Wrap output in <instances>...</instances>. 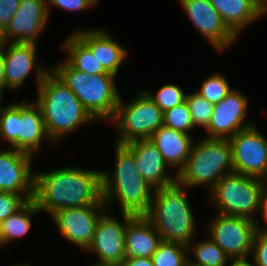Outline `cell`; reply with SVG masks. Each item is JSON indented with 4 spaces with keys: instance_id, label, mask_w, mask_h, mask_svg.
Returning <instances> with one entry per match:
<instances>
[{
    "instance_id": "6da1fadb",
    "label": "cell",
    "mask_w": 267,
    "mask_h": 266,
    "mask_svg": "<svg viewBox=\"0 0 267 266\" xmlns=\"http://www.w3.org/2000/svg\"><path fill=\"white\" fill-rule=\"evenodd\" d=\"M41 212L52 216L56 211L102 200L101 171L79 167H63L49 172H34L32 199Z\"/></svg>"
},
{
    "instance_id": "7a4b0ae2",
    "label": "cell",
    "mask_w": 267,
    "mask_h": 266,
    "mask_svg": "<svg viewBox=\"0 0 267 266\" xmlns=\"http://www.w3.org/2000/svg\"><path fill=\"white\" fill-rule=\"evenodd\" d=\"M115 146L113 172L101 171L102 200L107 209L116 200L121 206V213L145 216L151 206L155 188L141 176L133 153L124 144L116 143Z\"/></svg>"
},
{
    "instance_id": "3957f363",
    "label": "cell",
    "mask_w": 267,
    "mask_h": 266,
    "mask_svg": "<svg viewBox=\"0 0 267 266\" xmlns=\"http://www.w3.org/2000/svg\"><path fill=\"white\" fill-rule=\"evenodd\" d=\"M35 102L40 106L50 142L76 132L84 124L95 122L76 95L52 71L37 87Z\"/></svg>"
},
{
    "instance_id": "277c9868",
    "label": "cell",
    "mask_w": 267,
    "mask_h": 266,
    "mask_svg": "<svg viewBox=\"0 0 267 266\" xmlns=\"http://www.w3.org/2000/svg\"><path fill=\"white\" fill-rule=\"evenodd\" d=\"M185 190L187 188L177 181L170 186L155 189L145 217L161 240L188 246L195 239L197 225Z\"/></svg>"
},
{
    "instance_id": "5b68a950",
    "label": "cell",
    "mask_w": 267,
    "mask_h": 266,
    "mask_svg": "<svg viewBox=\"0 0 267 266\" xmlns=\"http://www.w3.org/2000/svg\"><path fill=\"white\" fill-rule=\"evenodd\" d=\"M59 79L76 95L95 121L112 120L120 99L112 74L89 75L72 68L66 61L51 67Z\"/></svg>"
},
{
    "instance_id": "8992f818",
    "label": "cell",
    "mask_w": 267,
    "mask_h": 266,
    "mask_svg": "<svg viewBox=\"0 0 267 266\" xmlns=\"http://www.w3.org/2000/svg\"><path fill=\"white\" fill-rule=\"evenodd\" d=\"M233 172L229 139L204 136L193 142L186 164L177 174V182L189 189L206 185L210 192L222 177Z\"/></svg>"
},
{
    "instance_id": "52a82bcc",
    "label": "cell",
    "mask_w": 267,
    "mask_h": 266,
    "mask_svg": "<svg viewBox=\"0 0 267 266\" xmlns=\"http://www.w3.org/2000/svg\"><path fill=\"white\" fill-rule=\"evenodd\" d=\"M267 181L239 173H230L222 177L213 189L208 192L209 204L214 205L219 214L241 216L256 222L259 212L261 192Z\"/></svg>"
},
{
    "instance_id": "ba28073f",
    "label": "cell",
    "mask_w": 267,
    "mask_h": 266,
    "mask_svg": "<svg viewBox=\"0 0 267 266\" xmlns=\"http://www.w3.org/2000/svg\"><path fill=\"white\" fill-rule=\"evenodd\" d=\"M127 103L120 97L116 113L111 123H115L116 143L126 144L133 140L150 139L163 125V112L145 91Z\"/></svg>"
},
{
    "instance_id": "9c48e42d",
    "label": "cell",
    "mask_w": 267,
    "mask_h": 266,
    "mask_svg": "<svg viewBox=\"0 0 267 266\" xmlns=\"http://www.w3.org/2000/svg\"><path fill=\"white\" fill-rule=\"evenodd\" d=\"M210 238L228 257H250L256 222L241 216L218 214L207 226Z\"/></svg>"
},
{
    "instance_id": "30bf717a",
    "label": "cell",
    "mask_w": 267,
    "mask_h": 266,
    "mask_svg": "<svg viewBox=\"0 0 267 266\" xmlns=\"http://www.w3.org/2000/svg\"><path fill=\"white\" fill-rule=\"evenodd\" d=\"M235 173L267 181V139L254 124L230 139Z\"/></svg>"
},
{
    "instance_id": "8fae6325",
    "label": "cell",
    "mask_w": 267,
    "mask_h": 266,
    "mask_svg": "<svg viewBox=\"0 0 267 266\" xmlns=\"http://www.w3.org/2000/svg\"><path fill=\"white\" fill-rule=\"evenodd\" d=\"M106 210L105 204H90L61 209L51 217L63 238L86 251L92 244L96 224Z\"/></svg>"
},
{
    "instance_id": "7c38bea8",
    "label": "cell",
    "mask_w": 267,
    "mask_h": 266,
    "mask_svg": "<svg viewBox=\"0 0 267 266\" xmlns=\"http://www.w3.org/2000/svg\"><path fill=\"white\" fill-rule=\"evenodd\" d=\"M105 211L99 218L92 244L86 252L94 253L97 256V264L122 263L125 256V231L127 222L133 217L130 214H122L123 223L119 222L113 215Z\"/></svg>"
},
{
    "instance_id": "4fadbf2b",
    "label": "cell",
    "mask_w": 267,
    "mask_h": 266,
    "mask_svg": "<svg viewBox=\"0 0 267 266\" xmlns=\"http://www.w3.org/2000/svg\"><path fill=\"white\" fill-rule=\"evenodd\" d=\"M37 43L34 42H4L5 67L4 89L9 91L19 90L30 75L36 69L37 87L51 69L42 67L37 62ZM35 66V67H34Z\"/></svg>"
},
{
    "instance_id": "5bb4252c",
    "label": "cell",
    "mask_w": 267,
    "mask_h": 266,
    "mask_svg": "<svg viewBox=\"0 0 267 266\" xmlns=\"http://www.w3.org/2000/svg\"><path fill=\"white\" fill-rule=\"evenodd\" d=\"M249 101L239 90L233 89L220 102L214 104L211 120L205 129L206 138L230 139L238 131L253 126L246 122Z\"/></svg>"
},
{
    "instance_id": "9a60e30c",
    "label": "cell",
    "mask_w": 267,
    "mask_h": 266,
    "mask_svg": "<svg viewBox=\"0 0 267 266\" xmlns=\"http://www.w3.org/2000/svg\"><path fill=\"white\" fill-rule=\"evenodd\" d=\"M178 1L191 23L217 51L224 52L236 41L237 37L224 24L209 0Z\"/></svg>"
},
{
    "instance_id": "2e32d148",
    "label": "cell",
    "mask_w": 267,
    "mask_h": 266,
    "mask_svg": "<svg viewBox=\"0 0 267 266\" xmlns=\"http://www.w3.org/2000/svg\"><path fill=\"white\" fill-rule=\"evenodd\" d=\"M33 157L9 147L0 151V192L19 194L26 201L33 199Z\"/></svg>"
},
{
    "instance_id": "e0dca14e",
    "label": "cell",
    "mask_w": 267,
    "mask_h": 266,
    "mask_svg": "<svg viewBox=\"0 0 267 266\" xmlns=\"http://www.w3.org/2000/svg\"><path fill=\"white\" fill-rule=\"evenodd\" d=\"M50 15L46 0H20V4L0 42H34L46 30Z\"/></svg>"
},
{
    "instance_id": "ac0fdd59",
    "label": "cell",
    "mask_w": 267,
    "mask_h": 266,
    "mask_svg": "<svg viewBox=\"0 0 267 266\" xmlns=\"http://www.w3.org/2000/svg\"><path fill=\"white\" fill-rule=\"evenodd\" d=\"M134 156V161L141 176L153 188L167 187L177 181V174L168 175V165L157 147L149 140H133L124 144Z\"/></svg>"
},
{
    "instance_id": "d6986e66",
    "label": "cell",
    "mask_w": 267,
    "mask_h": 266,
    "mask_svg": "<svg viewBox=\"0 0 267 266\" xmlns=\"http://www.w3.org/2000/svg\"><path fill=\"white\" fill-rule=\"evenodd\" d=\"M73 33L91 50L107 73L117 76L119 67L128 54L124 46L115 41L108 31L100 28L78 29Z\"/></svg>"
},
{
    "instance_id": "ffe728a7",
    "label": "cell",
    "mask_w": 267,
    "mask_h": 266,
    "mask_svg": "<svg viewBox=\"0 0 267 266\" xmlns=\"http://www.w3.org/2000/svg\"><path fill=\"white\" fill-rule=\"evenodd\" d=\"M175 173L185 166L193 145V137L181 131L160 126L149 139Z\"/></svg>"
},
{
    "instance_id": "44dd1931",
    "label": "cell",
    "mask_w": 267,
    "mask_h": 266,
    "mask_svg": "<svg viewBox=\"0 0 267 266\" xmlns=\"http://www.w3.org/2000/svg\"><path fill=\"white\" fill-rule=\"evenodd\" d=\"M228 29L238 38L243 29L267 11L256 0H209Z\"/></svg>"
},
{
    "instance_id": "7402d4cb",
    "label": "cell",
    "mask_w": 267,
    "mask_h": 266,
    "mask_svg": "<svg viewBox=\"0 0 267 266\" xmlns=\"http://www.w3.org/2000/svg\"><path fill=\"white\" fill-rule=\"evenodd\" d=\"M49 141L40 106L34 101L20 102V120H18V151L32 156L38 151L43 139Z\"/></svg>"
},
{
    "instance_id": "603a6c76",
    "label": "cell",
    "mask_w": 267,
    "mask_h": 266,
    "mask_svg": "<svg viewBox=\"0 0 267 266\" xmlns=\"http://www.w3.org/2000/svg\"><path fill=\"white\" fill-rule=\"evenodd\" d=\"M161 237L145 216H133L125 231V256L151 258L161 242Z\"/></svg>"
},
{
    "instance_id": "cb8c5ba5",
    "label": "cell",
    "mask_w": 267,
    "mask_h": 266,
    "mask_svg": "<svg viewBox=\"0 0 267 266\" xmlns=\"http://www.w3.org/2000/svg\"><path fill=\"white\" fill-rule=\"evenodd\" d=\"M61 47L68 53L65 61L74 69L89 75L107 73L91 50L74 34H69Z\"/></svg>"
},
{
    "instance_id": "d4e9b609",
    "label": "cell",
    "mask_w": 267,
    "mask_h": 266,
    "mask_svg": "<svg viewBox=\"0 0 267 266\" xmlns=\"http://www.w3.org/2000/svg\"><path fill=\"white\" fill-rule=\"evenodd\" d=\"M41 213L33 200L27 201L18 211L0 223V246L23 237L32 227L31 217Z\"/></svg>"
},
{
    "instance_id": "484cf974",
    "label": "cell",
    "mask_w": 267,
    "mask_h": 266,
    "mask_svg": "<svg viewBox=\"0 0 267 266\" xmlns=\"http://www.w3.org/2000/svg\"><path fill=\"white\" fill-rule=\"evenodd\" d=\"M187 248L188 253L194 254V259L188 256V266H228L230 264L229 257L210 238L195 243L192 241Z\"/></svg>"
},
{
    "instance_id": "4316f807",
    "label": "cell",
    "mask_w": 267,
    "mask_h": 266,
    "mask_svg": "<svg viewBox=\"0 0 267 266\" xmlns=\"http://www.w3.org/2000/svg\"><path fill=\"white\" fill-rule=\"evenodd\" d=\"M188 256L187 246L162 240L151 259L154 266H188Z\"/></svg>"
},
{
    "instance_id": "83f0119b",
    "label": "cell",
    "mask_w": 267,
    "mask_h": 266,
    "mask_svg": "<svg viewBox=\"0 0 267 266\" xmlns=\"http://www.w3.org/2000/svg\"><path fill=\"white\" fill-rule=\"evenodd\" d=\"M18 120L20 103L0 107V139L9 143V147L18 150Z\"/></svg>"
},
{
    "instance_id": "f1b7e54d",
    "label": "cell",
    "mask_w": 267,
    "mask_h": 266,
    "mask_svg": "<svg viewBox=\"0 0 267 266\" xmlns=\"http://www.w3.org/2000/svg\"><path fill=\"white\" fill-rule=\"evenodd\" d=\"M233 89L224 75L218 72L210 74L203 80L200 90L195 91L208 102L216 104L226 97Z\"/></svg>"
},
{
    "instance_id": "f546056e",
    "label": "cell",
    "mask_w": 267,
    "mask_h": 266,
    "mask_svg": "<svg viewBox=\"0 0 267 266\" xmlns=\"http://www.w3.org/2000/svg\"><path fill=\"white\" fill-rule=\"evenodd\" d=\"M163 126L192 135L195 127L186 101L163 112Z\"/></svg>"
},
{
    "instance_id": "4dcf8cb0",
    "label": "cell",
    "mask_w": 267,
    "mask_h": 266,
    "mask_svg": "<svg viewBox=\"0 0 267 266\" xmlns=\"http://www.w3.org/2000/svg\"><path fill=\"white\" fill-rule=\"evenodd\" d=\"M185 101L188 105L194 127L200 126L205 130L211 120L214 104L208 102L196 92L186 94Z\"/></svg>"
},
{
    "instance_id": "1f68e13d",
    "label": "cell",
    "mask_w": 267,
    "mask_h": 266,
    "mask_svg": "<svg viewBox=\"0 0 267 266\" xmlns=\"http://www.w3.org/2000/svg\"><path fill=\"white\" fill-rule=\"evenodd\" d=\"M154 103L165 112L185 102L186 93L176 84H165L156 93L145 91Z\"/></svg>"
},
{
    "instance_id": "d6a6232c",
    "label": "cell",
    "mask_w": 267,
    "mask_h": 266,
    "mask_svg": "<svg viewBox=\"0 0 267 266\" xmlns=\"http://www.w3.org/2000/svg\"><path fill=\"white\" fill-rule=\"evenodd\" d=\"M26 202L19 194L0 192V223L18 211Z\"/></svg>"
},
{
    "instance_id": "836d02e7",
    "label": "cell",
    "mask_w": 267,
    "mask_h": 266,
    "mask_svg": "<svg viewBox=\"0 0 267 266\" xmlns=\"http://www.w3.org/2000/svg\"><path fill=\"white\" fill-rule=\"evenodd\" d=\"M98 0H46L48 14H50V6H55L64 11L84 12L97 3Z\"/></svg>"
},
{
    "instance_id": "e575fe53",
    "label": "cell",
    "mask_w": 267,
    "mask_h": 266,
    "mask_svg": "<svg viewBox=\"0 0 267 266\" xmlns=\"http://www.w3.org/2000/svg\"><path fill=\"white\" fill-rule=\"evenodd\" d=\"M251 256L256 266H267V235L262 230L255 233Z\"/></svg>"
},
{
    "instance_id": "d590c367",
    "label": "cell",
    "mask_w": 267,
    "mask_h": 266,
    "mask_svg": "<svg viewBox=\"0 0 267 266\" xmlns=\"http://www.w3.org/2000/svg\"><path fill=\"white\" fill-rule=\"evenodd\" d=\"M20 0H0V37L6 32Z\"/></svg>"
},
{
    "instance_id": "8d00e7d4",
    "label": "cell",
    "mask_w": 267,
    "mask_h": 266,
    "mask_svg": "<svg viewBox=\"0 0 267 266\" xmlns=\"http://www.w3.org/2000/svg\"><path fill=\"white\" fill-rule=\"evenodd\" d=\"M122 263L124 266H154L151 258L144 257L125 258Z\"/></svg>"
},
{
    "instance_id": "74e56055",
    "label": "cell",
    "mask_w": 267,
    "mask_h": 266,
    "mask_svg": "<svg viewBox=\"0 0 267 266\" xmlns=\"http://www.w3.org/2000/svg\"><path fill=\"white\" fill-rule=\"evenodd\" d=\"M259 212L262 213L264 219L263 221L265 225L264 227H260V230H263L265 226H267V182L264 184L261 192Z\"/></svg>"
},
{
    "instance_id": "f35d334b",
    "label": "cell",
    "mask_w": 267,
    "mask_h": 266,
    "mask_svg": "<svg viewBox=\"0 0 267 266\" xmlns=\"http://www.w3.org/2000/svg\"><path fill=\"white\" fill-rule=\"evenodd\" d=\"M5 54L4 42H0V86L4 89Z\"/></svg>"
},
{
    "instance_id": "ab89813d",
    "label": "cell",
    "mask_w": 267,
    "mask_h": 266,
    "mask_svg": "<svg viewBox=\"0 0 267 266\" xmlns=\"http://www.w3.org/2000/svg\"><path fill=\"white\" fill-rule=\"evenodd\" d=\"M248 257H244V258H232L229 260V262H231L230 265L228 266H256V264L251 263V261H248L247 259Z\"/></svg>"
},
{
    "instance_id": "60d3db41",
    "label": "cell",
    "mask_w": 267,
    "mask_h": 266,
    "mask_svg": "<svg viewBox=\"0 0 267 266\" xmlns=\"http://www.w3.org/2000/svg\"><path fill=\"white\" fill-rule=\"evenodd\" d=\"M101 266H124V264L123 263H114V264H104Z\"/></svg>"
},
{
    "instance_id": "b9f144b4",
    "label": "cell",
    "mask_w": 267,
    "mask_h": 266,
    "mask_svg": "<svg viewBox=\"0 0 267 266\" xmlns=\"http://www.w3.org/2000/svg\"><path fill=\"white\" fill-rule=\"evenodd\" d=\"M3 94H4V89L0 86V102L2 101V99H4Z\"/></svg>"
},
{
    "instance_id": "7bdbcfd3",
    "label": "cell",
    "mask_w": 267,
    "mask_h": 266,
    "mask_svg": "<svg viewBox=\"0 0 267 266\" xmlns=\"http://www.w3.org/2000/svg\"><path fill=\"white\" fill-rule=\"evenodd\" d=\"M262 231L267 235V226Z\"/></svg>"
},
{
    "instance_id": "ee69618b",
    "label": "cell",
    "mask_w": 267,
    "mask_h": 266,
    "mask_svg": "<svg viewBox=\"0 0 267 266\" xmlns=\"http://www.w3.org/2000/svg\"><path fill=\"white\" fill-rule=\"evenodd\" d=\"M15 266H30V264H21V265H19V264H17V265H15Z\"/></svg>"
}]
</instances>
